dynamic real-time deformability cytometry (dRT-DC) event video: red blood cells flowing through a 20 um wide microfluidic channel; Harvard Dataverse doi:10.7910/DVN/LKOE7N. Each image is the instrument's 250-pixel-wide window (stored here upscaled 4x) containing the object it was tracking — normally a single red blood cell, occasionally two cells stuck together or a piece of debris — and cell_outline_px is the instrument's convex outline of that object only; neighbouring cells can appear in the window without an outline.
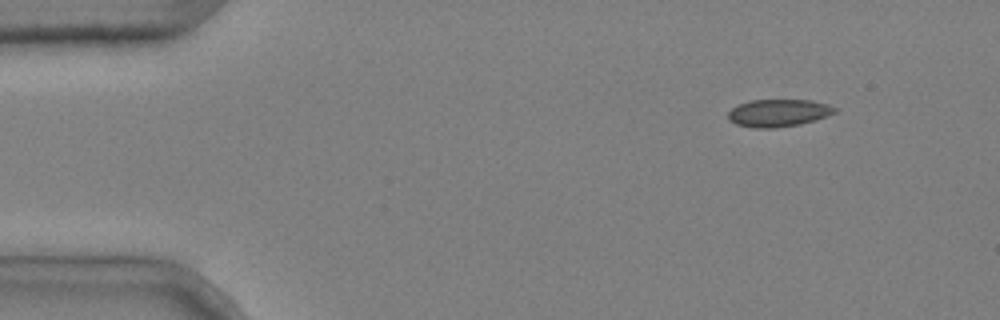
{"species": "common noctule bat (a hibernating species)", "species_latin": "Nyctalus noctula", "temperature_condition": "cold", "stored_images_in_passage": 12, "camera_frame_rate_fps": 3000, "um_per_image_px": 0.085, "animal": {"sex": "male", "body_mass_g": 20.4}, "frame": {"image": 1, "passage_image": 1, "time_ms": 0.0, "image_size_px": [1000, 320], "cell_outline_px": [[836, 112], [816, 120], [800, 124], [776, 128], [752, 128], [736, 124], [728, 120], [728, 112], [736, 104], [748, 100], [812, 100], [828, 104], [836, 108]], "centroid_in_image_um": [66.13, 9.6], "position_along_channel_um": 18.9, "area_um2": 17.28}}
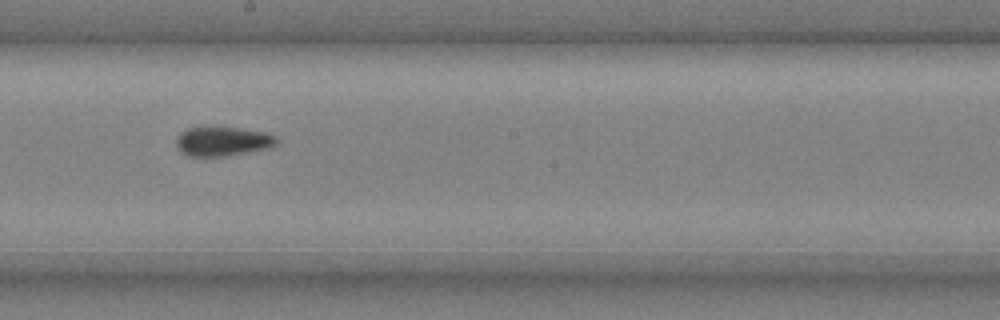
{"frame": {"image": 2, "passage_image": 7, "time_ms": 2.0, "image_size_px": [1000, 320], "cell_outline_px": [[280, 140], [272, 148], [228, 156], [188, 156], [180, 152], [176, 144], [176, 140], [180, 132], [188, 128], [240, 128], [268, 132], [276, 136]], "centroid_in_image_um": [18.99, 12.03], "position_along_channel_um": 229.2, "area_um2": 17.34}}
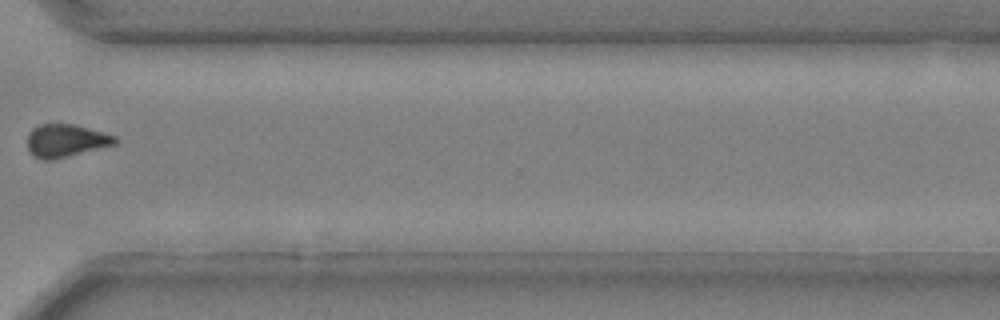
{"frame": {"image": 3, "passage_image": 10, "time_ms": 3.0, "image_size_px": [1000, 320], "cell_outline_px": [[120, 140], [116, 144], [52, 160], [44, 160], [32, 156], [28, 148], [28, 132], [32, 128], [40, 124], [72, 124], [104, 132], [116, 136]], "centroid_in_image_um": [5.59, 11.95], "position_along_channel_um": 365.0, "area_um2": 16.82}}